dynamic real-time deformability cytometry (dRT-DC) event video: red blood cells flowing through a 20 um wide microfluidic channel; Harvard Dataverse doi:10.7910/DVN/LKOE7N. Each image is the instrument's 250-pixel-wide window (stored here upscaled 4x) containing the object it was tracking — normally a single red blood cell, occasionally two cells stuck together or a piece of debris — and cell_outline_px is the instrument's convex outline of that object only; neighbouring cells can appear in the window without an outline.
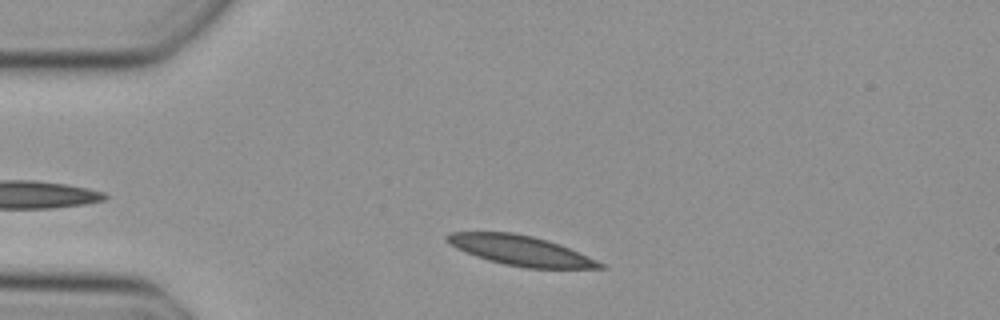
{"species": "Egyptian fruit bat (a non-hibernating species)", "species_latin": "Rousettus aegyptiacus", "temperature_condition": "cold", "stored_images_in_passage": 37, "camera_frame_rate_fps": 3000, "um_per_image_px": 0.085, "animal": {"sex": "female"}, "frame": {"image": 1, "passage_image": 4, "time_ms": 1.0, "image_size_px": [1000, 320], "cell_outline_px": [[608, 268], [524, 268], [504, 264], [488, 260], [464, 252], [448, 244], [444, 240], [444, 236], [452, 232], [512, 232], [532, 236], [548, 240], [560, 244], [596, 260], [604, 264]], "centroid_in_image_um": [44.2, 21.29], "position_along_channel_um": 40.8, "area_um2": 26.65}}
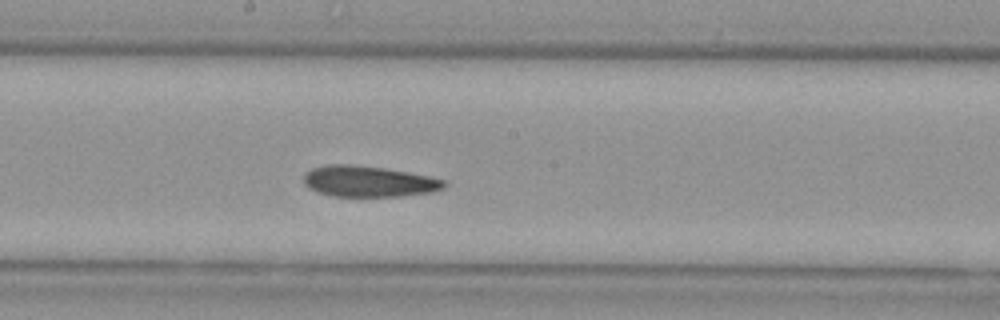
{"frame": {"image": 2, "passage_image": 19, "time_ms": 6.0, "image_size_px": [1000, 320], "cell_outline_px": [[448, 184], [444, 188], [432, 192], [400, 196], [332, 196], [316, 192], [308, 188], [304, 184], [304, 172], [312, 168], [328, 164], [352, 164], [384, 168], [432, 176], [444, 180]], "centroid_in_image_um": [31.32, 15.41], "position_along_channel_um": 216.9, "area_um2": 25.61}}
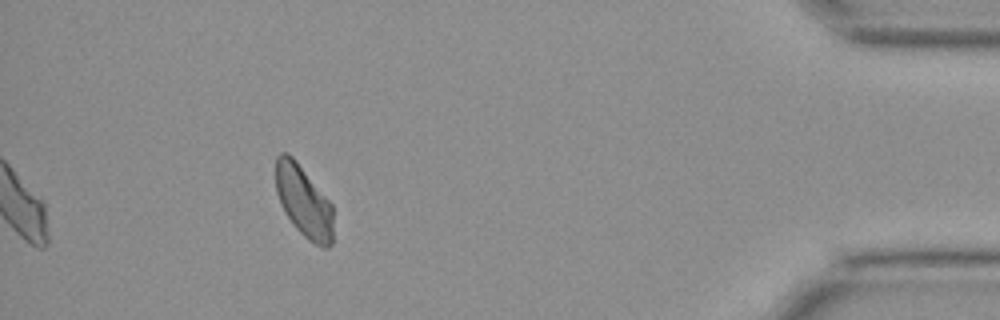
{"frame": {"image": 3, "passage_image": 37, "time_ms": 12.0, "image_size_px": [1000, 320], "cell_outline_px": [[332, 244], [328, 248], [324, 248], [308, 240], [292, 224], [284, 212], [280, 204], [276, 192], [276, 156], [280, 152], [288, 152], [296, 160], [332, 204]], "centroid_in_image_um": [25.79, 17.11], "position_along_channel_um": 409.4, "area_um2": 24.04}}